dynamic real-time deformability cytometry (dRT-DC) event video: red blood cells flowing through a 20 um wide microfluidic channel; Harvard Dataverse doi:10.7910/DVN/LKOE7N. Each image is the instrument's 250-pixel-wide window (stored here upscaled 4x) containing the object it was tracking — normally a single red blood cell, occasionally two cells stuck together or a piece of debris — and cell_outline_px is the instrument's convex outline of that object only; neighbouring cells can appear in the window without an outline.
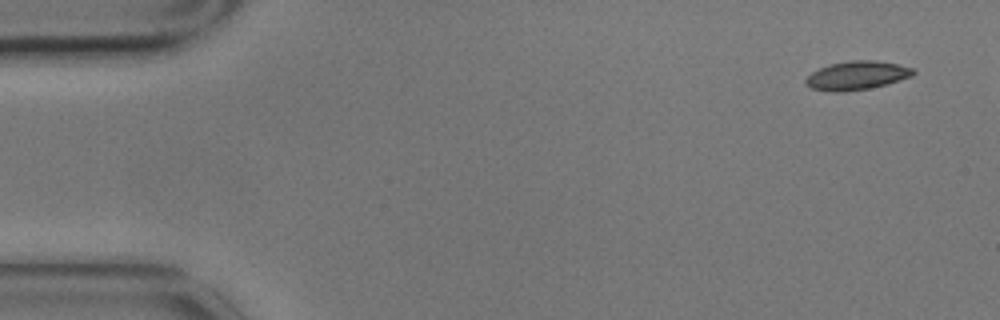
{"species": "common noctule bat (a hibernating species)", "species_latin": "Nyctalus noctula", "temperature_condition": "cold", "stored_images_in_passage": 10, "camera_frame_rate_fps": 3000, "um_per_image_px": 0.085, "animal": {"sex": "male", "body_mass_g": 17.9}, "frame": {"image": 1, "passage_image": 1, "time_ms": 0.0, "image_size_px": [1000, 320], "cell_outline_px": [[916, 72], [912, 76], [884, 84], [868, 88], [840, 92], [836, 92], [812, 88], [804, 84], [804, 80], [812, 72], [820, 68], [832, 64], [852, 60], [876, 60], [896, 64], [912, 68]], "centroid_in_image_um": [72.81, 6.41], "position_along_channel_um": 12.2, "area_um2": 17.57}}